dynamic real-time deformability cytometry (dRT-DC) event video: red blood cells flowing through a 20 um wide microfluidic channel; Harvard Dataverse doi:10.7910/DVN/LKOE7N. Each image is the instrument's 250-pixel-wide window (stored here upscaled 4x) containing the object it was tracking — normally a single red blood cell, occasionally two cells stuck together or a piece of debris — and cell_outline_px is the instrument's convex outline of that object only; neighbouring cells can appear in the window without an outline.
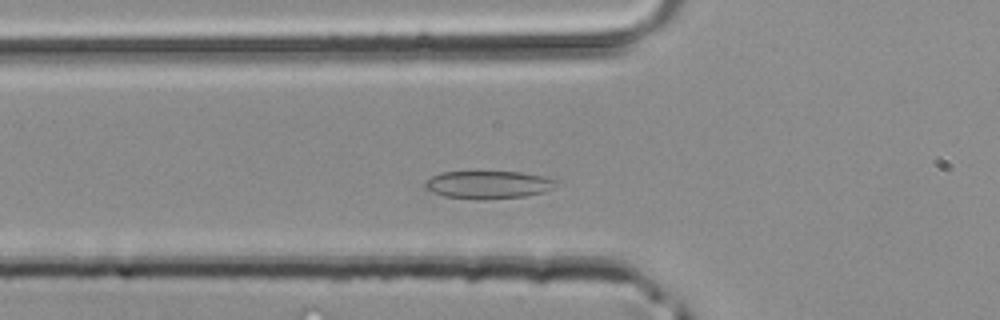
{"species": "common noctule bat (a hibernating species)", "species_latin": "Nyctalus noctula", "temperature_condition": "room temperature", "stored_images_in_passage": 34, "camera_frame_rate_fps": 3000, "um_per_image_px": 0.085, "animal": {"sex": "male", "body_mass_g": 20.4}, "frame": {"image": 1, "passage_image": 6, "time_ms": 1.667, "image_size_px": [1000, 320], "cell_outline_px": [[556, 184], [552, 188], [544, 192], [524, 196], [444, 196], [432, 192], [424, 188], [424, 180], [440, 172], [520, 172], [544, 176], [556, 180]], "centroid_in_image_um": [41.48, 15.64], "position_along_channel_um": 84.3, "area_um2": 20.11}}
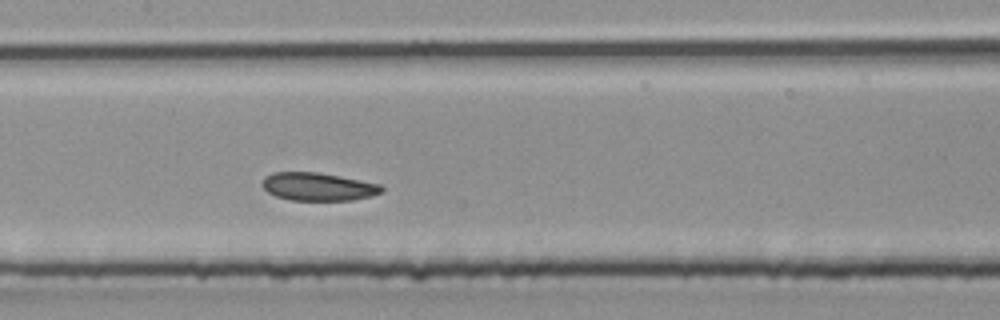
{"frame": {"image": 2, "passage_image": 12, "time_ms": 3.667, "image_size_px": [1000, 320], "cell_outline_px": [[384, 192], [372, 196], [352, 200], [292, 200], [276, 196], [268, 192], [260, 184], [264, 176], [272, 172], [316, 172], [340, 176], [380, 184], [384, 188]], "centroid_in_image_um": [27.03, 15.86], "position_along_channel_um": 180.4, "area_um2": 19.59}}
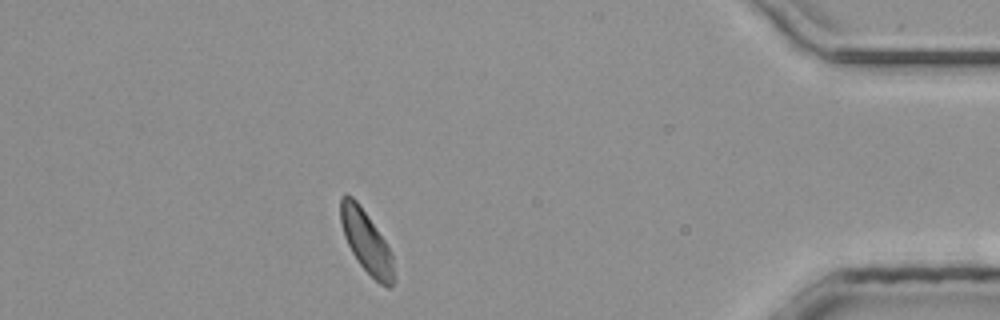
{"frame": {"image": 3, "passage_image": 29, "time_ms": 9.333, "image_size_px": [1000, 320], "cell_outline_px": [[396, 280], [388, 288], [380, 284], [360, 264], [352, 252], [344, 236], [340, 220], [340, 196], [344, 192], [352, 196], [356, 200], [388, 244], [392, 252], [396, 276]], "centroid_in_image_um": [31.16, 20.54], "position_along_channel_um": 404.0, "area_um2": 19.48}}